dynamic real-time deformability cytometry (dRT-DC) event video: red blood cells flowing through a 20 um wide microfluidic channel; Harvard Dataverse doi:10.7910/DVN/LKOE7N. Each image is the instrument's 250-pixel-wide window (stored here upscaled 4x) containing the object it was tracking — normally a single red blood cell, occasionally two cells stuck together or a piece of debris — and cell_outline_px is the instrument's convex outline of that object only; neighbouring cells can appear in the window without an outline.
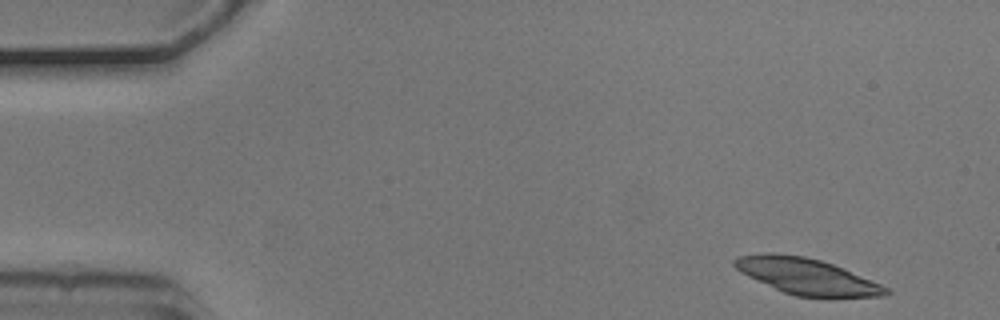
{"species": "common noctule bat (a hibernating species)", "species_latin": "Nyctalus noctula", "temperature_condition": "cold", "stored_images_in_passage": 3, "camera_frame_rate_fps": 3000, "um_per_image_px": 0.085, "animal": {"sex": "male", "body_mass_g": 20.5, "forearm_length_mm": 52.5}, "frame": {"image": 1, "passage_image": 1, "time_ms": 0.0, "image_size_px": [1000, 320], "cell_outline_px": [[892, 292], [884, 296], [796, 296], [784, 292], [748, 276], [740, 272], [732, 264], [732, 260], [736, 256], [764, 252], [776, 252], [804, 256], [820, 260], [844, 268], [880, 284], [888, 288]], "centroid_in_image_um": [68.51, 23.45], "position_along_channel_um": 16.5, "area_um2": 31.5}}